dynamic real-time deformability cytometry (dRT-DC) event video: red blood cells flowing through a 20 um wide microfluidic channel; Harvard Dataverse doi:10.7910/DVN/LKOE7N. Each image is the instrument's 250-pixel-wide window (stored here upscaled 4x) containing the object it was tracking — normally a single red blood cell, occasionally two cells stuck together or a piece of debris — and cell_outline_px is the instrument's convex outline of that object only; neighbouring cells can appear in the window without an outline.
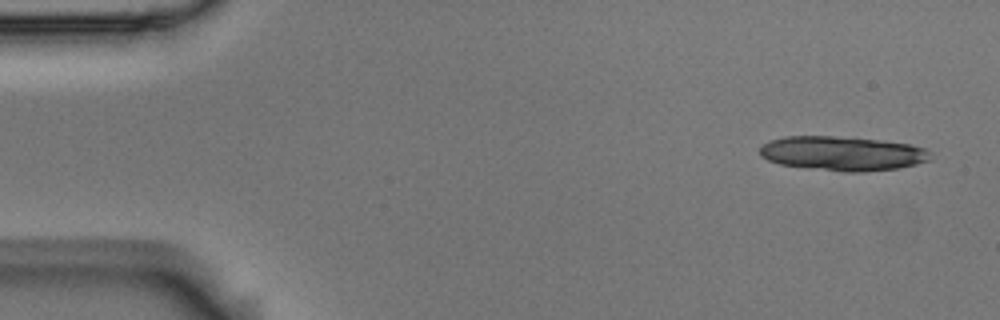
{"species": "Egyptian fruit bat (a non-hibernating species)", "species_latin": "Rousettus aegyptiacus", "temperature_condition": "room temperature", "stored_images_in_passage": 4, "camera_frame_rate_fps": 3000, "um_per_image_px": 0.085, "animal": {"sex": "male"}, "frame": {"image": 1, "passage_image": 1, "time_ms": 0.0, "image_size_px": [1000, 320], "cell_outline_px": [[932, 160], [900, 168], [864, 172], [844, 172], [780, 164], [768, 160], [760, 156], [760, 144], [768, 140], [784, 136], [832, 136], [880, 140], [912, 144], [924, 148], [932, 152]], "centroid_in_image_um": [71.63, 13.04], "position_along_channel_um": 13.4, "area_um2": 34.51}}